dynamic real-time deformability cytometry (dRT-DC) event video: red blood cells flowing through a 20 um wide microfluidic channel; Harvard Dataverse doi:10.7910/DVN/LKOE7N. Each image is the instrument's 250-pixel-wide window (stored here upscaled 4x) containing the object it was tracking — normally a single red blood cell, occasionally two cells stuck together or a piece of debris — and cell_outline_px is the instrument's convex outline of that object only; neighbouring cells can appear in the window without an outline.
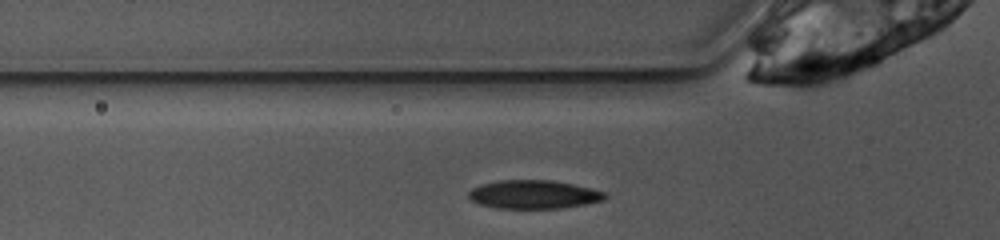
{"species": "common noctule bat (a hibernating species)", "species_latin": "Nyctalus noctula", "temperature_condition": "warm", "stored_images_in_passage": 24, "camera_frame_rate_fps": 3000, "um_per_image_px": 0.085, "animal": {"sex": "female", "body_mass_g": 10.0, "forearm_length_mm": 53.1}, "frame": {"image": 1, "passage_image": 2, "time_ms": 0.333, "image_size_px": [1000, 240], "cell_outline_px": [[608, 196], [604, 200], [584, 204], [560, 208], [496, 208], [480, 204], [472, 200], [468, 196], [468, 192], [472, 188], [480, 184], [500, 180], [552, 180], [592, 188], [604, 192]], "centroid_in_image_um": [45.36, 16.52], "position_along_channel_um": 80.4, "area_um2": 22.6}}
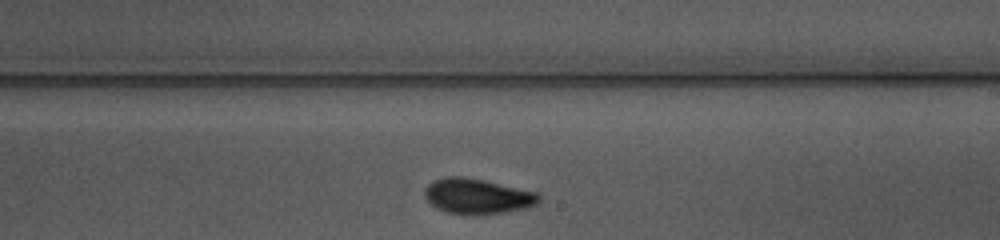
{"frame": {"image": 2, "passage_image": 15, "time_ms": 4.667, "image_size_px": [1000, 240], "cell_outline_px": [[540, 204], [524, 208], [504, 212], [444, 212], [436, 208], [424, 196], [424, 188], [428, 184], [436, 180], [448, 176], [460, 176], [484, 180], [536, 192], [540, 196]], "centroid_in_image_um": [40.58, 16.64], "position_along_channel_um": 248.4, "area_um2": 22.77}}
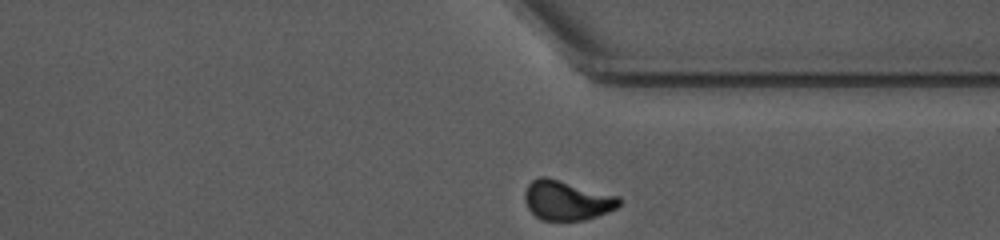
{"frame": {"image": 3, "passage_image": 24, "time_ms": 7.667, "image_size_px": [1000, 240], "cell_outline_px": [[624, 200], [616, 208], [608, 212], [584, 220], [540, 220], [528, 208], [524, 200], [524, 192], [528, 184], [532, 180], [540, 176], [544, 176], [620, 196]], "centroid_in_image_um": [48.19, 17.03], "position_along_channel_um": 363.2, "area_um2": 21.85}}